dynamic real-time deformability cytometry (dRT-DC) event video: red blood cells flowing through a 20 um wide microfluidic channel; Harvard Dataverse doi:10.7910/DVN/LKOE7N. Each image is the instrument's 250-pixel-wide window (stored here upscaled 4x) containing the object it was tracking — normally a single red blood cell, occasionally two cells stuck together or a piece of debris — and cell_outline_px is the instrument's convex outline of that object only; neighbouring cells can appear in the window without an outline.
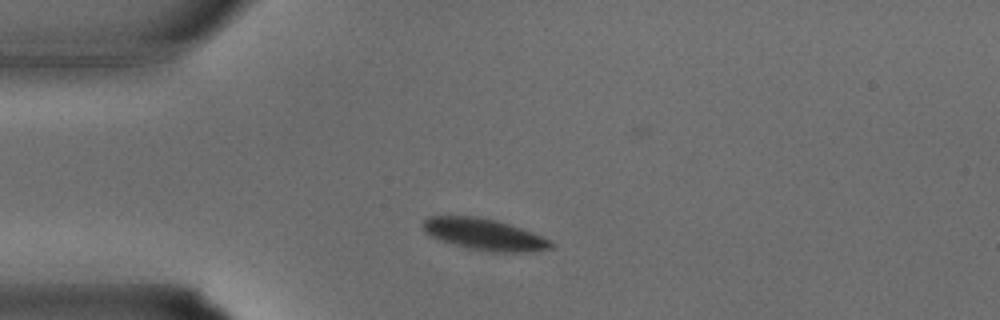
{"species": "common noctule bat (a hibernating species)", "species_latin": "Nyctalus noctula", "temperature_condition": "warm", "stored_images_in_passage": 27, "camera_frame_rate_fps": 3000, "um_per_image_px": 0.085, "animal": {"sex": "male", "body_mass_g": 15.6}, "frame": {"image": 1, "passage_image": 1, "time_ms": 0.0, "image_size_px": [1000, 320], "cell_outline_px": [[556, 244], [552, 248], [532, 252], [484, 252], [468, 248], [440, 240], [432, 236], [424, 228], [424, 220], [428, 216], [472, 216], [492, 220], [508, 224], [532, 232]], "centroid_in_image_um": [41.2, 19.94], "position_along_channel_um": 43.8, "area_um2": 23.12}}
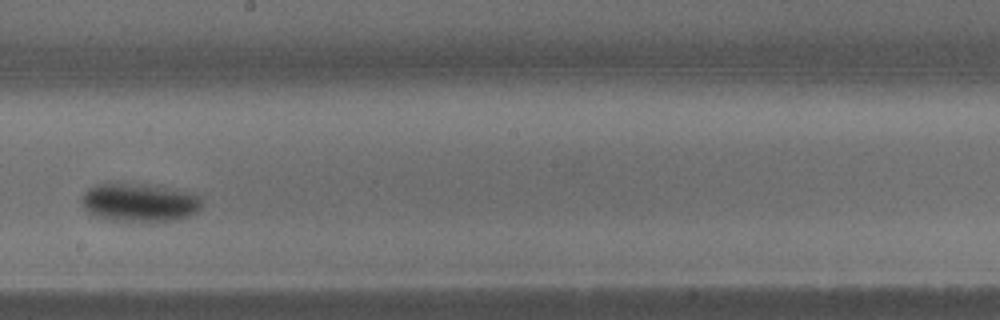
{"frame": {"image": 2, "passage_image": 12, "time_ms": 3.667, "image_size_px": [1000, 320], "cell_outline_px": [[200, 208], [196, 212], [188, 216], [176, 220], [108, 220], [96, 216], [88, 212], [80, 204], [80, 200], [84, 192], [88, 188], [96, 184], [144, 184], [188, 192], [196, 196], [200, 200]], "centroid_in_image_um": [11.77, 17.21], "position_along_channel_um": 236.4, "area_um2": 26.3}}
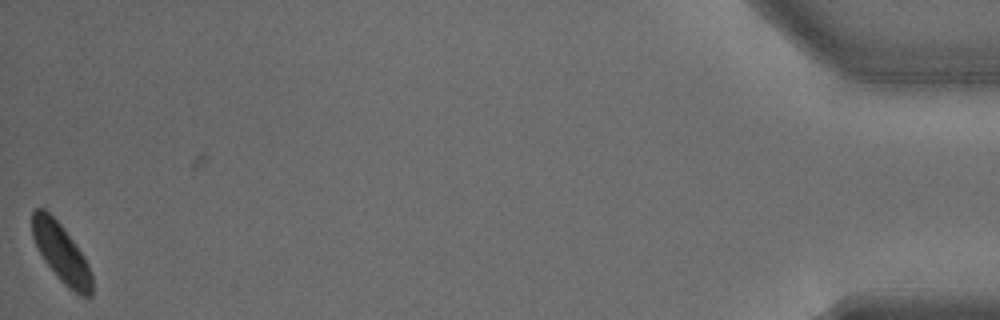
{"frame": {"image": 3, "passage_image": 27, "time_ms": 8.667, "image_size_px": [1000, 320], "cell_outline_px": [[92, 296], [88, 300], [72, 292], [60, 280], [44, 260], [32, 236], [32, 212], [36, 208], [44, 208], [64, 228], [84, 256], [88, 264], [92, 276]], "centroid_in_image_um": [5.24, 21.55], "position_along_channel_um": 430.0, "area_um2": 20.46}}